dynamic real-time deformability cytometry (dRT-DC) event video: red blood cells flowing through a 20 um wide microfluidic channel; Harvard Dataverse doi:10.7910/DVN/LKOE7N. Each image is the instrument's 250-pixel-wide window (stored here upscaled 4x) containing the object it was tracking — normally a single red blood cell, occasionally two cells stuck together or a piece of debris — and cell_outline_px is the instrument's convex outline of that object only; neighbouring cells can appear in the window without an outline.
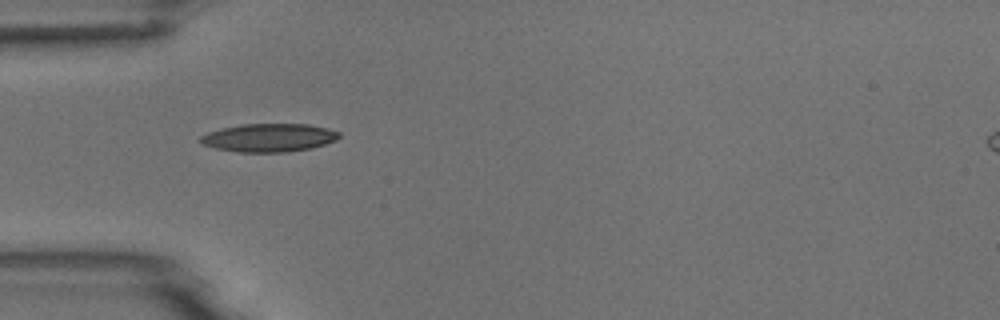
{"species": "common noctule bat (a hibernating species)", "species_latin": "Nyctalus noctula", "temperature_condition": "room temperature", "stored_images_in_passage": 2, "camera_frame_rate_fps": 3000, "um_per_image_px": 0.085, "animal": {"sex": "male", "body_mass_g": 18.8}, "frame": {"image": 1, "passage_image": 1, "time_ms": 0.0, "image_size_px": [1000, 320], "cell_outline_px": [[340, 136], [336, 140], [312, 148], [288, 152], [240, 152], [216, 148], [204, 144], [200, 140], [200, 136], [208, 132], [220, 128], [240, 124], [308, 124], [328, 128], [340, 132]], "centroid_in_image_um": [22.88, 11.69], "position_along_channel_um": 62.1, "area_um2": 22.83}}